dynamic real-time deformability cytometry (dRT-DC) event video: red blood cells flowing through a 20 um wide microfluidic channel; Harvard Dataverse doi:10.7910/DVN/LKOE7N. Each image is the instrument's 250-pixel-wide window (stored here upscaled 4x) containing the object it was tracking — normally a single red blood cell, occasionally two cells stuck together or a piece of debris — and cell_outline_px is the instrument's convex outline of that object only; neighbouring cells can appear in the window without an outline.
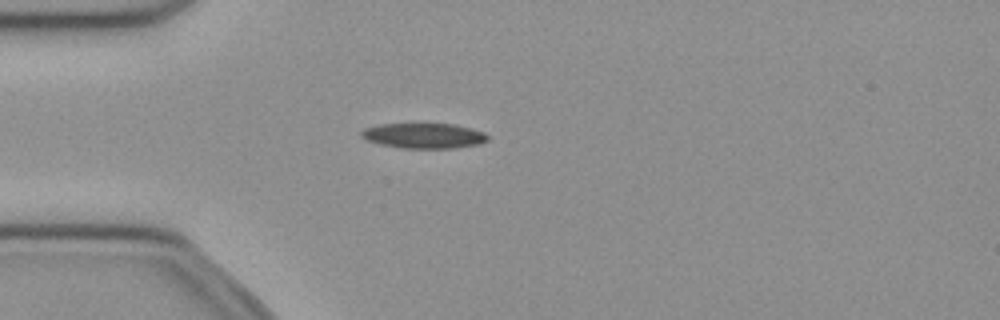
{"species": "common noctule bat (a hibernating species)", "species_latin": "Nyctalus noctula", "temperature_condition": "cold", "stored_images_in_passage": 50, "camera_frame_rate_fps": 3000, "um_per_image_px": 0.085, "animal": {"sex": "female", "body_mass_g": 21.9}, "frame": {"image": 1, "passage_image": 13, "time_ms": 4.0, "image_size_px": [1000, 320], "cell_outline_px": [[488, 140], [480, 144], [452, 148], [400, 148], [380, 144], [368, 140], [360, 136], [360, 132], [364, 128], [380, 124], [452, 124], [472, 128], [484, 132], [488, 136]], "centroid_in_image_um": [36.03, 11.54], "position_along_channel_um": 49.0, "area_um2": 18.55}}
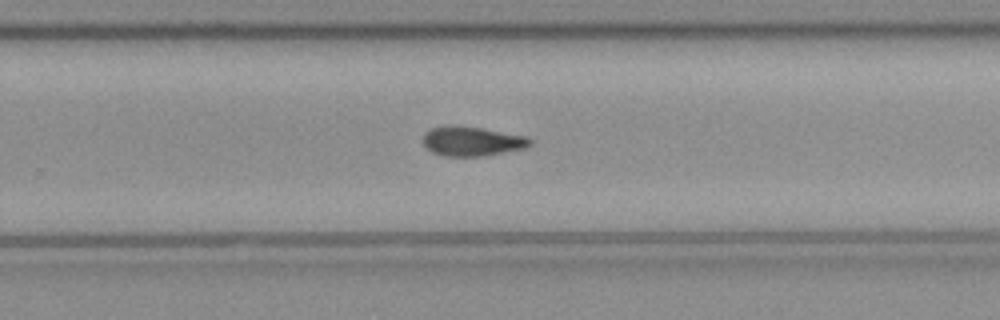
{"frame": {"image": 2, "passage_image": 32, "time_ms": 10.333, "image_size_px": [1000, 320], "cell_outline_px": [[532, 144], [524, 148], [484, 156], [444, 156], [432, 152], [420, 140], [424, 132], [432, 128], [480, 128], [524, 136], [532, 140]], "centroid_in_image_um": [40.11, 12.05], "position_along_channel_um": 289.7, "area_um2": 17.69}}
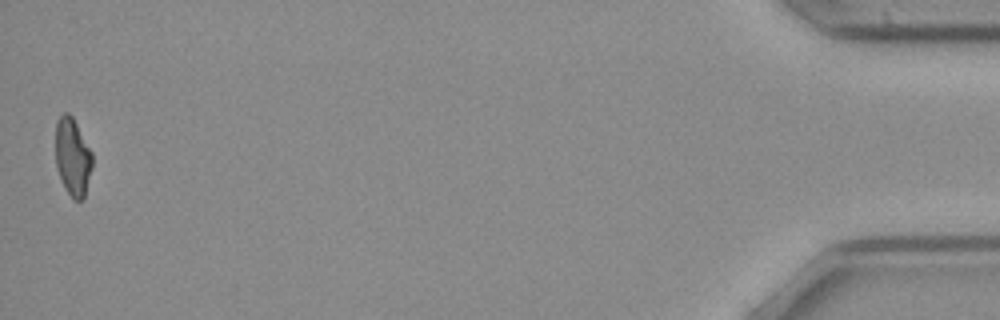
{"frame": {"image": 3, "passage_image": 50, "time_ms": 16.333, "image_size_px": [1000, 320], "cell_outline_px": [[92, 168], [84, 200], [72, 200], [60, 180], [56, 168], [56, 120], [64, 112], [68, 112], [72, 116], [92, 152]], "centroid_in_image_um": [6.17, 13.37], "position_along_channel_um": 429.0, "area_um2": 16.88}, "authors_computed_cell_mechanics": {"area_um2": 18.0336, "velocity_mm_per_s": 3.9872, "shape_relaxation_time_tau1_ms": 7.0818, "shape_relaxation_time_tau2_ms": null, "deformation_change_tau1": 0.1628, "deformation_change_tau2": null}}